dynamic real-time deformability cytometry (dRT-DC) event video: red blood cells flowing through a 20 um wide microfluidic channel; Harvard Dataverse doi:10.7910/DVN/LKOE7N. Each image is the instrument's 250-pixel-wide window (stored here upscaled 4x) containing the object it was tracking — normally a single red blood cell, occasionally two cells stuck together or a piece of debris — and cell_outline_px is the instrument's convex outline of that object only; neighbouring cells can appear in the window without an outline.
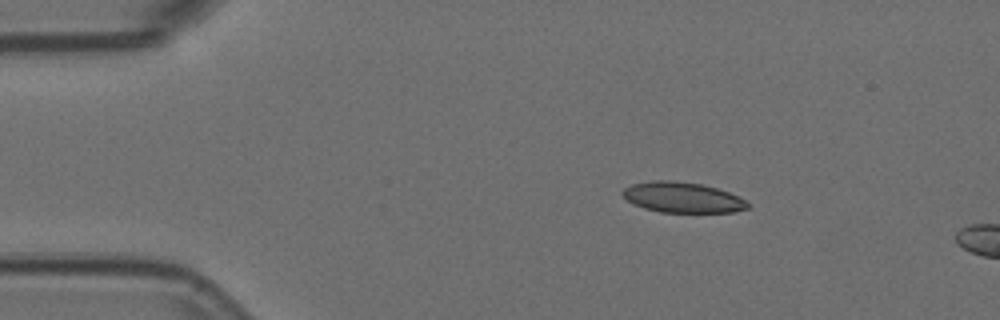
{"species": "Egyptian fruit bat (a non-hibernating species)", "species_latin": "Rousettus aegyptiacus", "temperature_condition": "room temperature", "stored_images_in_passage": 5, "camera_frame_rate_fps": 3000, "um_per_image_px": 0.085, "animal": {"sex": "female"}, "frame": {"image": 1, "passage_image": 2, "time_ms": 0.333, "image_size_px": [1000, 320], "cell_outline_px": [[752, 208], [732, 212], [660, 212], [644, 208], [632, 204], [620, 192], [624, 188], [632, 184], [652, 180], [672, 180], [700, 184], [716, 188], [740, 196]], "centroid_in_image_um": [58.0, 16.78], "position_along_channel_um": 27.0, "area_um2": 22.25}}